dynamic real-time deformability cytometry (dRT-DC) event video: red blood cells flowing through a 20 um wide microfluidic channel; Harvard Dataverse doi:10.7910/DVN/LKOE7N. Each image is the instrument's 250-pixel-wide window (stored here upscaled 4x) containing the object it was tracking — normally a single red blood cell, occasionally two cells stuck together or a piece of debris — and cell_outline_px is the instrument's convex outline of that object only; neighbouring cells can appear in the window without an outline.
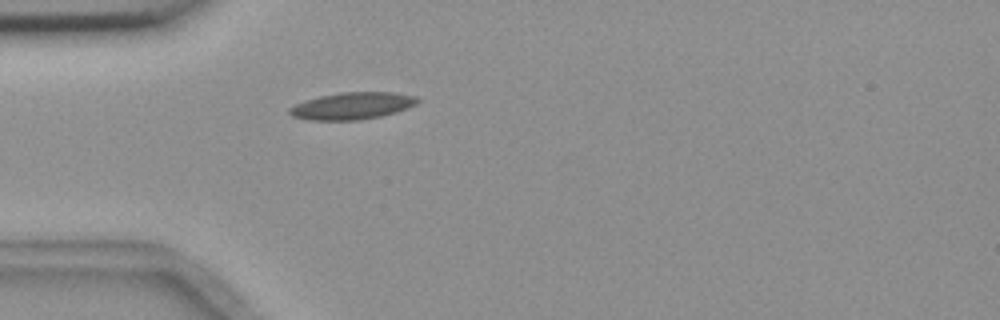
{"species": "common noctule bat (a hibernating species)", "species_latin": "Nyctalus noctula", "temperature_condition": "room temperature", "stored_images_in_passage": 4, "camera_frame_rate_fps": 3000, "um_per_image_px": 0.085, "animal": {"sex": "female", "body_mass_g": 18.4}, "frame": {"image": 1, "passage_image": 4, "time_ms": 5.0, "image_size_px": [1000, 320], "cell_outline_px": [[420, 100], [416, 104], [408, 108], [396, 112], [380, 116], [360, 120], [308, 120], [292, 116], [288, 112], [288, 108], [304, 100], [320, 96], [340, 92], [396, 92], [416, 96]], "centroid_in_image_um": [29.94, 8.99], "position_along_channel_um": 55.1, "area_um2": 20.29}}